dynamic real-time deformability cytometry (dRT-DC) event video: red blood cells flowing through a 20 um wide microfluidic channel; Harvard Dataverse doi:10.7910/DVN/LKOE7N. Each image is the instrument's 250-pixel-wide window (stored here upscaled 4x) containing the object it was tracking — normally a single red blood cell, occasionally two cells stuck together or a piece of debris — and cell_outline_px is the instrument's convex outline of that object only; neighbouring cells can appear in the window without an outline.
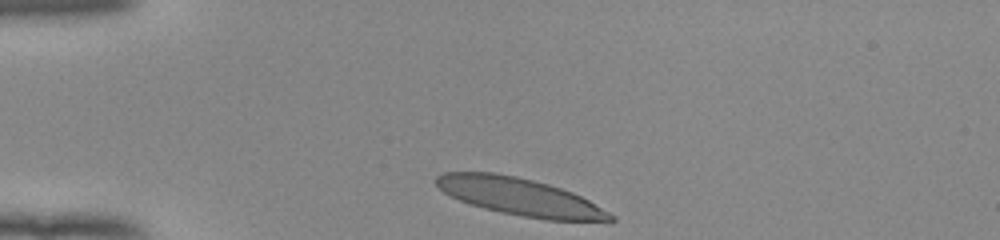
{"species": "human", "species_latin": "Homo sapiens", "temperature_condition": "room temperature", "stored_images_in_passage": 32, "camera_frame_rate_fps": 3000, "um_per_image_px": 0.085, "donor": {"sex": "female"}, "frame": {"image": 1, "passage_image": 1, "time_ms": 0.0, "image_size_px": [1000, 240], "cell_outline_px": [[616, 220], [612, 224], [548, 220], [500, 212], [484, 208], [460, 200], [444, 192], [432, 180], [436, 176], [444, 172], [496, 172], [516, 176], [548, 184], [572, 192], [588, 200], [616, 216]], "centroid_in_image_um": [44.3, 16.76], "position_along_channel_um": 40.7, "area_um2": 38.49}}
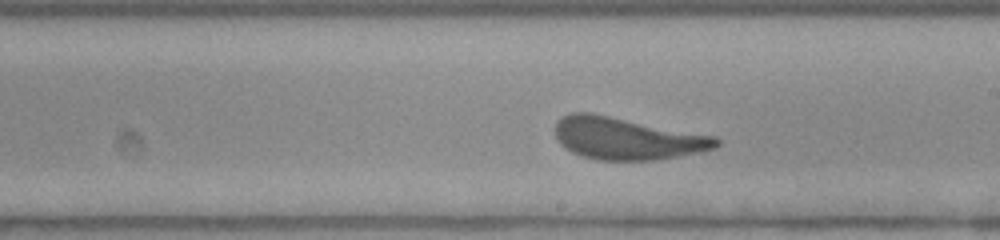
{"frame": {"image": 2, "passage_image": 19, "time_ms": 6.0, "image_size_px": [1000, 240], "cell_outline_px": [[720, 144], [716, 148], [700, 152], [652, 160], [596, 160], [580, 156], [564, 148], [556, 140], [556, 120], [572, 112], [592, 112], [716, 136], [720, 140]], "centroid_in_image_um": [53.27, 11.76], "position_along_channel_um": 235.7, "area_um2": 39.88}}
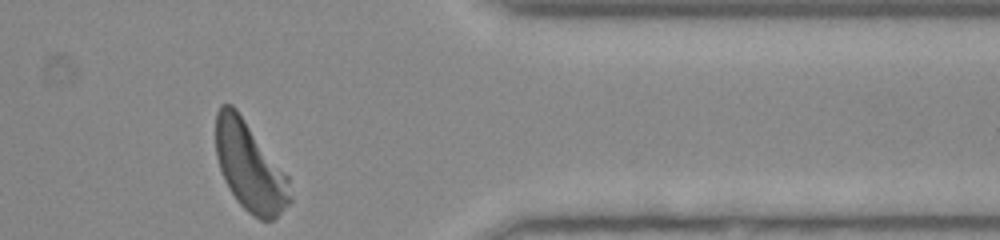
{"frame": {"image": 3, "passage_image": 32, "time_ms": 10.333, "image_size_px": [1000, 240], "cell_outline_px": [[292, 200], [272, 220], [260, 220], [252, 216], [236, 200], [228, 188], [224, 180], [216, 156], [216, 112], [220, 104], [232, 104], [236, 108], [288, 176]], "centroid_in_image_um": [21.21, 14.16], "position_along_channel_um": 390.2, "area_um2": 38.32}, "authors_computed_cell_mechanics": {"area_um2": 39.3329, "velocity_mm_per_s": 3.9106, "shape_relaxation_time_tau1_ms": 5.2014, "shape_relaxation_time_tau2_ms": null, "deformation_change_tau1": 0.1941, "deformation_change_tau2": null}}